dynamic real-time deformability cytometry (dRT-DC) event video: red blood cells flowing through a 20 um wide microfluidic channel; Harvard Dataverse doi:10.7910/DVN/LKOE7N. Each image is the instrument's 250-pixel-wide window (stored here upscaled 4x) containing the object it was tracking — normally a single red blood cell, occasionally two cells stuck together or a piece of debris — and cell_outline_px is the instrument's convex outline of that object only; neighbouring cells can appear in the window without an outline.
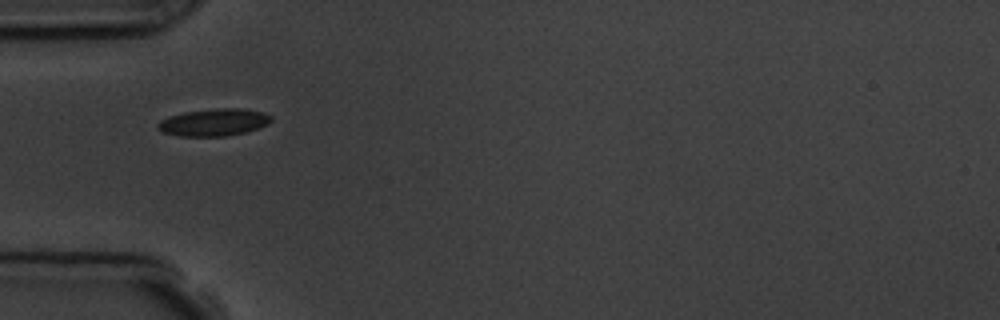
{"species": "common noctule bat (a hibernating species)", "species_latin": "Nyctalus noctula", "temperature_condition": "room temperature", "stored_images_in_passage": 7, "camera_frame_rate_fps": 3000, "um_per_image_px": 0.085, "animal": {"sex": "male", "body_mass_g": 19.5, "forearm_length_mm": 54.6}, "frame": {"image": 1, "passage_image": 5, "time_ms": 5.333, "image_size_px": [1000, 320], "cell_outline_px": [[272, 120], [268, 124], [248, 132], [228, 136], [180, 136], [164, 132], [156, 128], [156, 124], [160, 120], [168, 116], [184, 112], [216, 108], [240, 108], [264, 112], [272, 116]], "centroid_in_image_um": [18.19, 10.39], "position_along_channel_um": 66.8, "area_um2": 18.21}}